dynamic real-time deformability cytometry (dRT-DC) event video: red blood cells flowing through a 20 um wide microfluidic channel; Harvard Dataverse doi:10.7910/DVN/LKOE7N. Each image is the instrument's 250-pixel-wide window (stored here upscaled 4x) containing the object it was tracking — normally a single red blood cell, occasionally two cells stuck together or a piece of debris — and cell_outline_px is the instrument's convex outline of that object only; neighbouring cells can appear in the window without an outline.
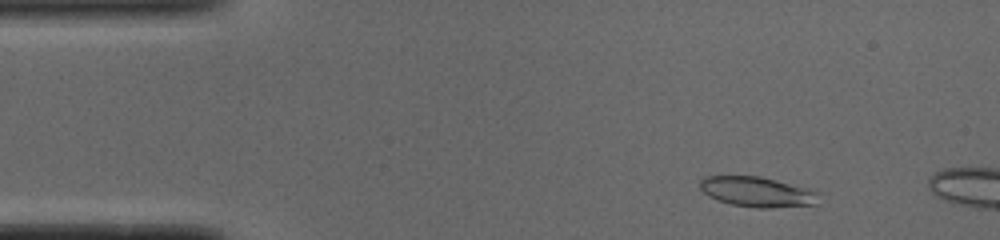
{"species": "common noctule bat (a hibernating species)", "species_latin": "Nyctalus noctula", "temperature_condition": "cold", "stored_images_in_passage": 7, "camera_frame_rate_fps": 3000, "um_per_image_px": 0.085, "animal": {"sex": "male", "body_mass_g": 19.0, "forearm_length_mm": 50.8}, "frame": {"image": 1, "passage_image": 4, "time_ms": 1.0, "image_size_px": [1000, 240], "cell_outline_px": [[820, 192], [816, 204], [772, 208], [756, 208], [732, 204], [716, 200], [708, 196], [700, 188], [700, 180], [704, 176], [760, 176], [808, 188]], "centroid_in_image_um": [64.36, 16.31], "position_along_channel_um": 20.6, "area_um2": 20.92}}